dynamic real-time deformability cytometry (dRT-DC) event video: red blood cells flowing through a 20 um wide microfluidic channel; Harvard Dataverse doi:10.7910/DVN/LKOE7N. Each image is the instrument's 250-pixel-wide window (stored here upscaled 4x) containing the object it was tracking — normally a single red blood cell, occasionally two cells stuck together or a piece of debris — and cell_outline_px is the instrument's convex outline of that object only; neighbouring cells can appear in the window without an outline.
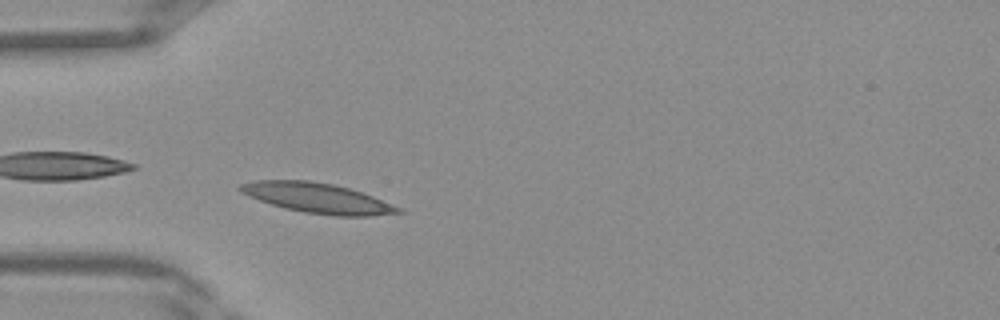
{"species": "Egyptian fruit bat (a non-hibernating species)", "species_latin": "Rousettus aegyptiacus", "temperature_condition": "warm", "stored_images_in_passage": 35, "camera_frame_rate_fps": 3000, "um_per_image_px": 0.085, "frame": {"image": 1, "passage_image": 7, "time_ms": 2.0, "image_size_px": [1000, 320], "cell_outline_px": [[404, 212], [372, 216], [336, 216], [304, 212], [284, 208], [248, 196], [240, 192], [236, 188], [240, 184], [256, 180], [308, 180], [332, 184], [348, 188], [372, 196], [400, 208]], "centroid_in_image_um": [26.94, 16.83], "position_along_channel_um": 58.1, "area_um2": 27.4}}
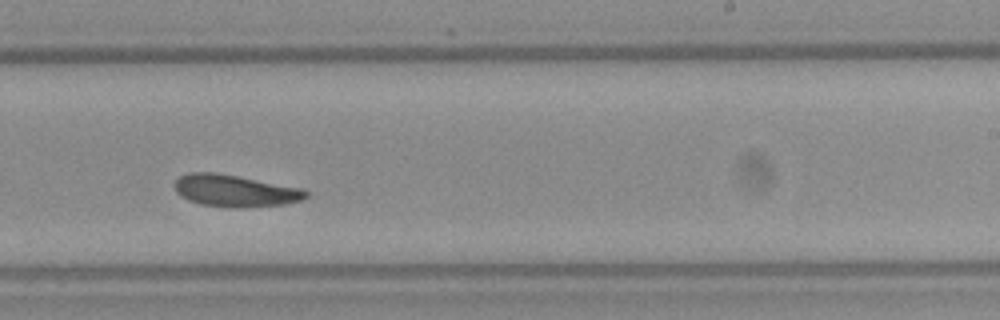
{"frame": {"image": 2, "passage_image": 20, "time_ms": 6.333, "image_size_px": [1000, 320], "cell_outline_px": [[308, 196], [300, 200], [284, 204], [244, 208], [224, 208], [200, 204], [188, 200], [180, 196], [176, 192], [176, 180], [180, 176], [188, 172], [212, 172], [236, 176], [300, 188], [308, 192]], "centroid_in_image_um": [19.93, 16.23], "position_along_channel_um": 269.1, "area_um2": 24.33}}
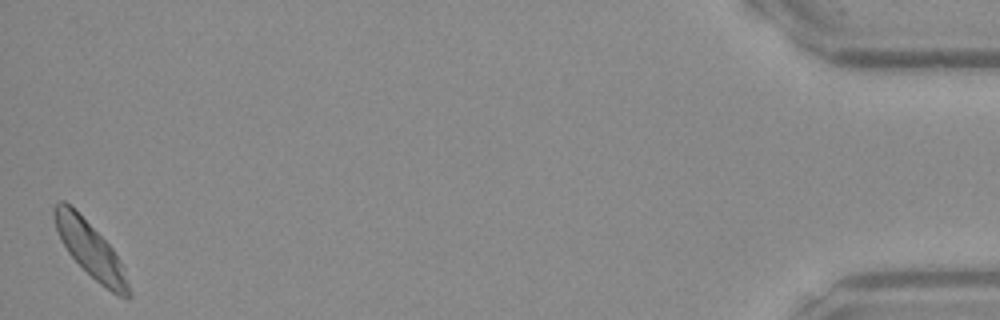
{"frame": {"image": 3, "passage_image": 35, "time_ms": 11.333, "image_size_px": [1000, 320], "cell_outline_px": [[132, 296], [128, 300], [112, 292], [100, 284], [68, 252], [60, 240], [52, 216], [52, 208], [60, 200], [64, 200], [112, 248], [120, 260], [124, 268], [132, 292]], "centroid_in_image_um": [7.7, 21.26], "position_along_channel_um": 427.5, "area_um2": 23.41}}